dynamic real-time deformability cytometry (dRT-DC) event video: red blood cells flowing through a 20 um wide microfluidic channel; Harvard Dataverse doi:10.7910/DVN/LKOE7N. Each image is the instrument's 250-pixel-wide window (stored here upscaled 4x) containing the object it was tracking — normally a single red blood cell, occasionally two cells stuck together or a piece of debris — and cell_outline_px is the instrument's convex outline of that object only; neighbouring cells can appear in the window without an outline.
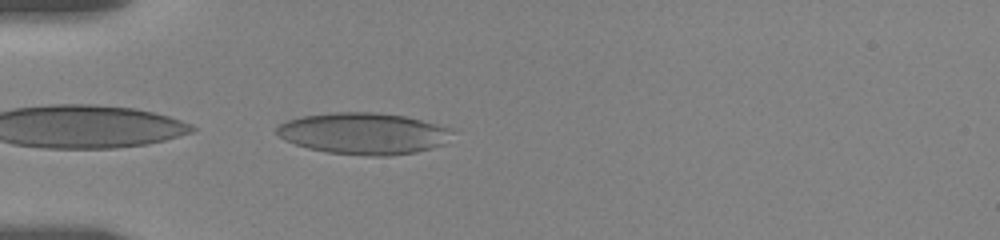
{"species": "human", "species_latin": "Homo sapiens", "temperature_condition": "room temperature", "stored_images_in_passage": 42, "camera_frame_rate_fps": 3000, "um_per_image_px": 0.085, "donor": {"sex": "female"}, "frame": {"image": 1, "passage_image": 1, "time_ms": 0.0, "image_size_px": [1000, 240], "cell_outline_px": [[460, 128], [444, 144], [432, 148], [416, 152], [388, 156], [372, 156], [328, 152], [308, 148], [284, 140], [276, 132], [276, 128], [280, 124], [288, 120], [300, 116], [336, 112], [376, 112], [404, 116]], "centroid_in_image_um": [31.01, 11.34], "position_along_channel_um": 54.0, "area_um2": 43.0}}
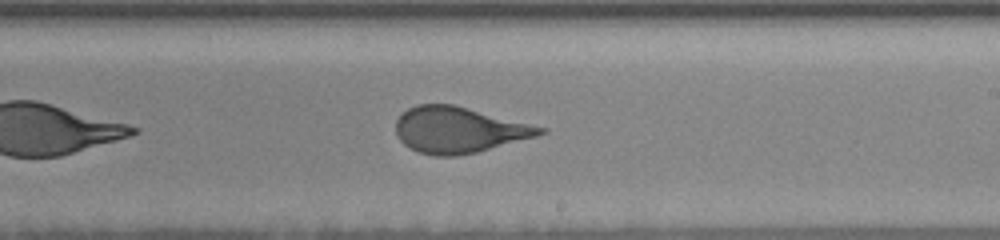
{"frame": {"image": 2, "passage_image": 17, "time_ms": 5.667, "image_size_px": [1000, 240], "cell_outline_px": [[548, 132], [536, 136], [476, 152], [456, 156], [436, 156], [420, 152], [404, 144], [400, 140], [396, 132], [396, 120], [408, 108], [416, 104], [452, 104], [548, 128]], "centroid_in_image_um": [39.0, 11.03], "position_along_channel_um": 250.0, "area_um2": 38.26}}
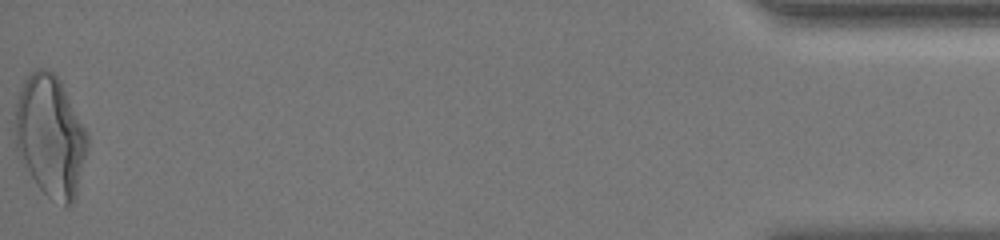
{"frame": {"image": 3, "passage_image": 42, "time_ms": 13.0, "image_size_px": [1000, 240], "cell_outline_px": [[88, 144], [76, 196], [72, 204], [68, 208], [48, 196], [36, 184], [16, 148], [16, 100], [20, 88], [28, 72], [36, 68], [48, 68], [60, 80], [88, 136]], "centroid_in_image_um": [4.27, 11.54], "position_along_channel_um": 430.9, "area_um2": 50.58}, "authors_computed_cell_mechanics": {"area_um2": 39.3907, "velocity_mm_per_s": 3.6508, "shape_relaxation_time_tau1_ms": 5.34, "shape_relaxation_time_tau2_ms": null, "deformation_change_tau1": 0.1621, "deformation_change_tau2": null}}